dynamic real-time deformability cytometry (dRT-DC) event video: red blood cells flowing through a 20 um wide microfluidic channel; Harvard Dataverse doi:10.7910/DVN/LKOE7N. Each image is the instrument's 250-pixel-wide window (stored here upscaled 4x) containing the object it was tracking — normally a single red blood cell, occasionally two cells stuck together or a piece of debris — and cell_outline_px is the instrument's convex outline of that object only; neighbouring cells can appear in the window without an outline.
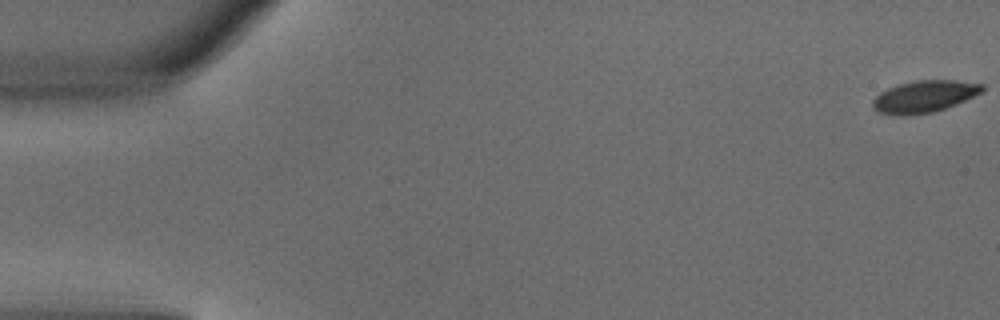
{"species": "common noctule bat (a hibernating species)", "species_latin": "Nyctalus noctula", "temperature_condition": "warm", "stored_images_in_passage": 6, "camera_frame_rate_fps": 3000, "um_per_image_px": 0.085, "animal": {"sex": "male", "body_mass_g": 18.8}, "frame": {"image": 1, "passage_image": 1, "time_ms": 0.0, "image_size_px": [1000, 320], "cell_outline_px": [[984, 92], [956, 104], [932, 112], [908, 116], [900, 116], [876, 112], [872, 108], [872, 100], [880, 92], [888, 88], [900, 84], [916, 80], [956, 80], [984, 84]], "centroid_in_image_um": [78.55, 8.21], "position_along_channel_um": 6.4, "area_um2": 20.58}}
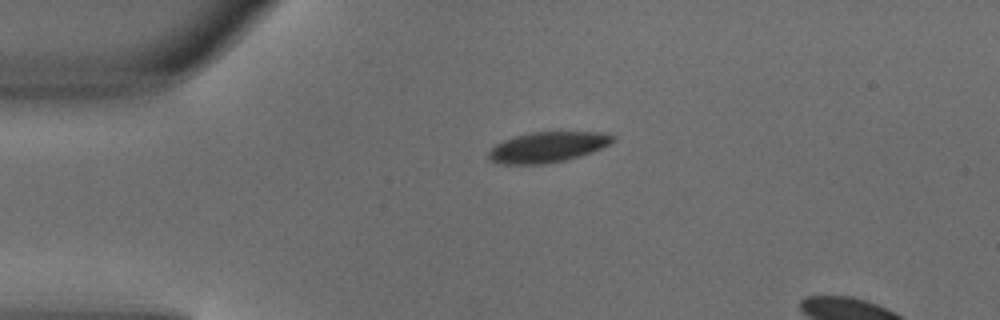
{"frame": {"image": 2, "passage_image": 4, "time_ms": 1.0, "image_size_px": [1000, 320], "cell_outline_px": [[616, 140], [592, 152], [580, 156], [564, 160], [544, 164], [500, 164], [488, 160], [488, 152], [496, 144], [504, 140], [516, 136], [532, 132], [604, 132], [616, 136]], "centroid_in_image_um": [46.55, 12.5], "position_along_channel_um": 38.5, "area_um2": 22.02}}